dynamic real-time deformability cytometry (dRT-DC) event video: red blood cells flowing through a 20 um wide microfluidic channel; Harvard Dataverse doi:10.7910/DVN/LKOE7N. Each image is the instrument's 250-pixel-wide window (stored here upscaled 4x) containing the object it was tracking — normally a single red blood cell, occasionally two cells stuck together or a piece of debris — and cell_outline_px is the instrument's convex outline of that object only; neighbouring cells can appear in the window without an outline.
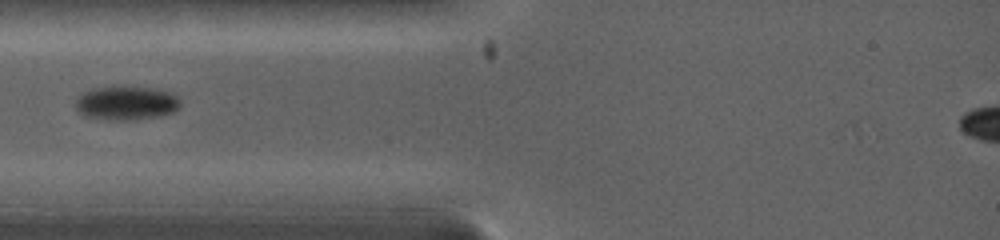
{"species": "common noctule bat (a hibernating species)", "species_latin": "Nyctalus noctula", "temperature_condition": "warm", "stored_images_in_passage": 10, "camera_frame_rate_fps": 5000, "um_per_image_px": 0.085, "animal": {"sex": "female", "body_mass_g": 19.0, "forearm_length_mm": 53.3}, "frame": {"image": 1, "passage_image": 2, "time_ms": 0.4, "image_size_px": [1000, 240], "cell_outline_px": [[180, 108], [172, 112], [160, 116], [124, 120], [112, 120], [84, 116], [76, 108], [76, 100], [84, 92], [92, 88], [156, 88], [168, 92], [176, 96], [180, 100]], "centroid_in_image_um": [10.75, 8.78], "position_along_channel_um": 74.2, "area_um2": 20.17}}
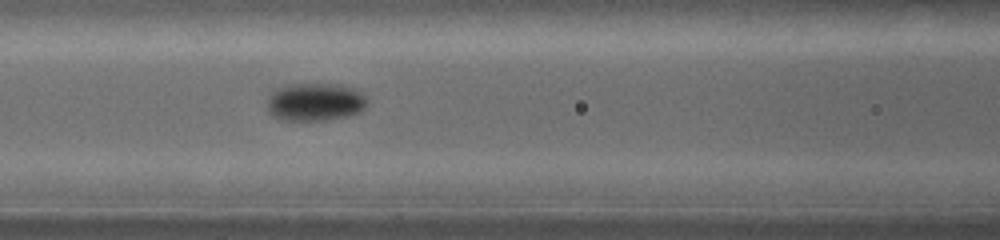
{"frame": {"image": 2, "passage_image": 6, "time_ms": 2.0, "image_size_px": [1000, 240], "cell_outline_px": [[368, 96], [364, 108], [360, 112], [348, 116], [324, 120], [284, 120], [272, 116], [268, 112], [268, 96], [276, 88], [288, 84], [336, 84], [352, 88]], "centroid_in_image_um": [26.77, 8.66], "position_along_channel_um": 139.8, "area_um2": 22.2}}
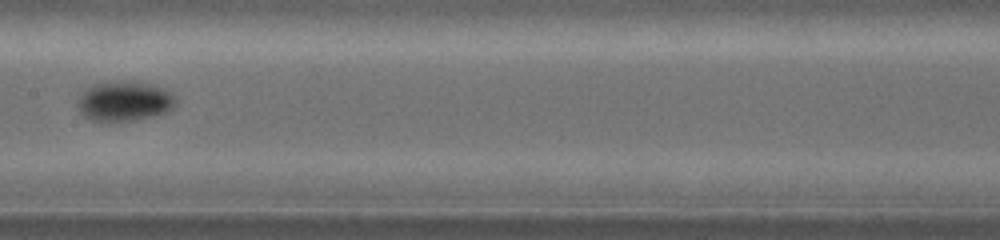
{"frame": {"image": 3, "passage_image": 9, "time_ms": 3.4, "image_size_px": [1000, 240], "cell_outline_px": [[176, 104], [172, 108], [164, 112], [152, 116], [136, 120], [92, 120], [84, 116], [80, 112], [76, 104], [76, 100], [88, 88], [96, 84], [112, 80], [136, 80], [152, 84], [164, 88], [172, 92], [176, 96]], "centroid_in_image_um": [10.6, 8.56], "position_along_channel_um": 196.8, "area_um2": 23.0}}